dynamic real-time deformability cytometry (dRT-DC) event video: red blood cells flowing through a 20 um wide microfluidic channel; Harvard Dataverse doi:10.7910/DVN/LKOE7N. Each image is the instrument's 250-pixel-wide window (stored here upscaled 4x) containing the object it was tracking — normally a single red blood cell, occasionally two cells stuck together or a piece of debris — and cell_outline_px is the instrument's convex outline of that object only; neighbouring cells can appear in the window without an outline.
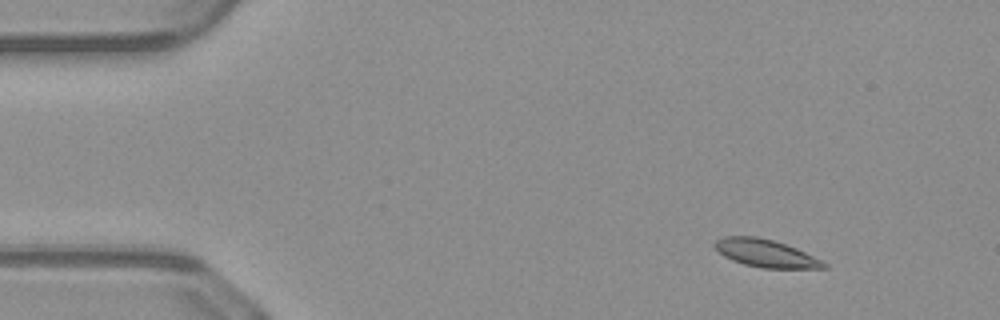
{"species": "common noctule bat (a hibernating species)", "species_latin": "Nyctalus noctula", "temperature_condition": "warm", "stored_images_in_passage": 11, "camera_frame_rate_fps": 3000, "um_per_image_px": 0.085, "animal": {"sex": "male", "body_mass_g": 23.1, "forearm_length_mm": 52.7}, "frame": {"image": 1, "passage_image": 1, "time_ms": 0.0, "image_size_px": [1000, 320], "cell_outline_px": [[828, 268], [760, 268], [744, 264], [732, 260], [724, 256], [712, 244], [716, 240], [724, 236], [756, 236], [772, 240], [796, 248], [828, 264]], "centroid_in_image_um": [65.05, 21.53], "position_along_channel_um": 19.9, "area_um2": 17.4}}